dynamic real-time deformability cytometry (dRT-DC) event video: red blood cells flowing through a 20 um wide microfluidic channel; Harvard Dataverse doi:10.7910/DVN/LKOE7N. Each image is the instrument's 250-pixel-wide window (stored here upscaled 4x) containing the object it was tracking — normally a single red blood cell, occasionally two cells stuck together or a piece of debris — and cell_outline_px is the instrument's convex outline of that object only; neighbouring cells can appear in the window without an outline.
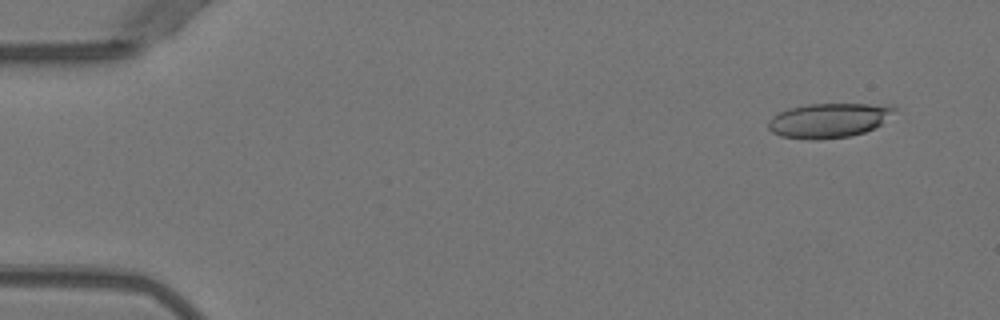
{"species": "Egyptian fruit bat (a non-hibernating species)", "species_latin": "Rousettus aegyptiacus", "temperature_condition": "warm", "stored_images_in_passage": 49, "segment_of_instrument_passage": [1, 2], "camera_frame_rate_fps": 3000, "um_per_image_px": 0.085, "animal": {"sex": "female"}, "frame": {"image": 1, "passage_image": 1, "time_ms": 0.0, "image_size_px": [1000, 320], "cell_outline_px": [[896, 108], [880, 124], [864, 132], [848, 136], [816, 140], [780, 136], [772, 132], [768, 128], [768, 120], [772, 116], [788, 108], [808, 104], [892, 104]], "centroid_in_image_um": [70.4, 10.22], "position_along_channel_um": 14.6, "area_um2": 25.14}}
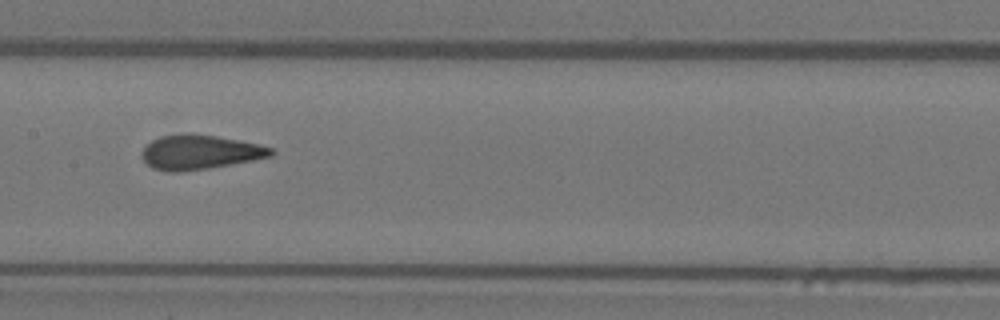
{"frame": {"image": 2, "passage_image": 23, "time_ms": 7.333, "image_size_px": [1000, 320], "cell_outline_px": [[276, 152], [272, 156], [252, 160], [208, 168], [180, 172], [168, 172], [152, 168], [144, 160], [144, 148], [152, 140], [160, 136], [180, 132], [188, 132], [216, 136], [240, 140], [260, 144], [272, 148]], "centroid_in_image_um": [17.01, 12.91], "position_along_channel_um": 190.4, "area_um2": 26.01}}
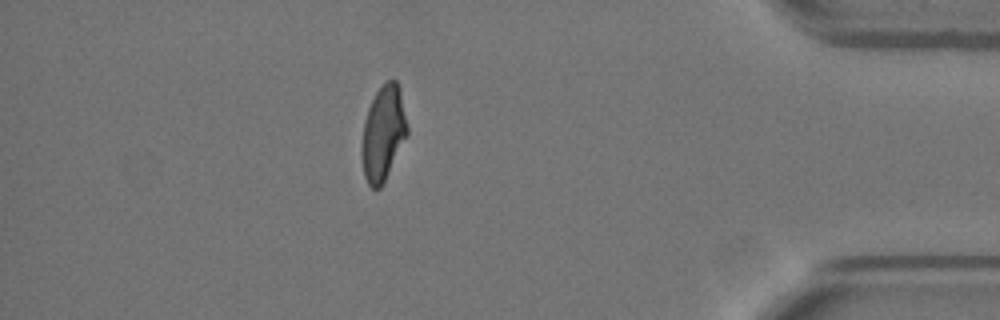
{"frame": {"image": 3, "passage_image": 42, "time_ms": 13.667, "image_size_px": [1000, 320], "cell_outline_px": [[408, 136], [380, 188], [372, 188], [368, 184], [364, 176], [360, 152], [360, 144], [364, 120], [368, 108], [376, 92], [392, 76], [396, 80], [400, 88], [408, 128]], "centroid_in_image_um": [32.56, 11.32], "position_along_channel_um": 402.6, "area_um2": 25.43}}